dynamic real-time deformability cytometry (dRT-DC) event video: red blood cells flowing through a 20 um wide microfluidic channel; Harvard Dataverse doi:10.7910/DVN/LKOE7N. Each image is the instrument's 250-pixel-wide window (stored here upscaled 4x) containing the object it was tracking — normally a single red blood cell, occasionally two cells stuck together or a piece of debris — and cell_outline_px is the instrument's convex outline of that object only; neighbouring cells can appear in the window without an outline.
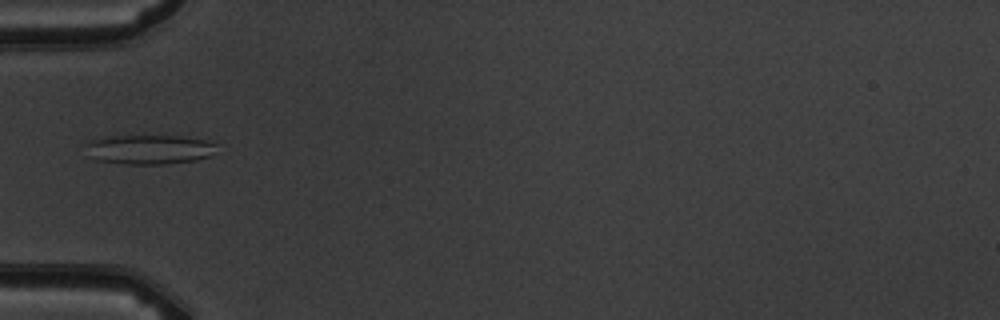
{"species": "common noctule bat (a hibernating species)", "species_latin": "Nyctalus noctula", "temperature_condition": "warm", "stored_images_in_passage": 6, "camera_frame_rate_fps": 3000, "um_per_image_px": 0.085, "animal": {"sex": "male", "body_mass_g": 19.5, "forearm_length_mm": 54.6}, "frame": {"image": 1, "passage_image": 6, "time_ms": 5.667, "image_size_px": [1000, 320], "cell_outline_px": [[216, 144], [208, 156], [196, 160], [164, 164], [128, 164], [100, 160], [88, 156], [80, 144], [92, 140], [112, 136], [184, 136], [204, 140]], "centroid_in_image_um": [12.57, 12.7], "position_along_channel_um": 72.4, "area_um2": 22.37}}